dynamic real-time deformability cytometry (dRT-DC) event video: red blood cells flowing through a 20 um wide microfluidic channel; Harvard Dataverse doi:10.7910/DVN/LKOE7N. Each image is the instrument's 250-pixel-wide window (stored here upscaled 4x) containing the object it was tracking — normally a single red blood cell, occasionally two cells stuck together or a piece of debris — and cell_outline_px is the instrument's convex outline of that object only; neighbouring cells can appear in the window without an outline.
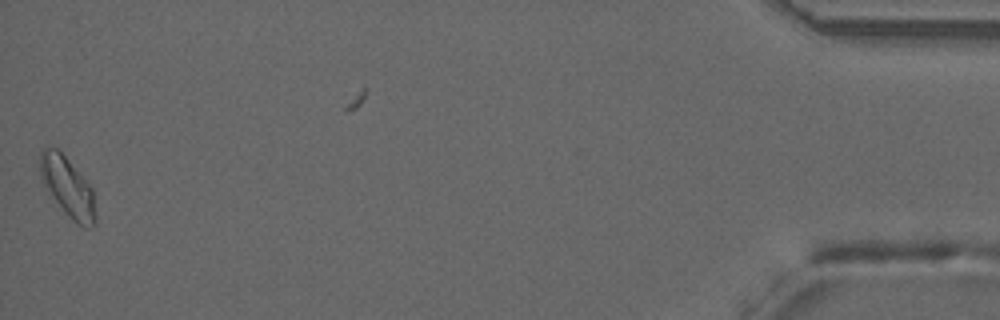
{"species": "common noctule bat (a hibernating species)", "species_latin": "Nyctalus noctula", "temperature_condition": "warm", "stored_images_in_passage": 50, "camera_frame_rate_fps": 3000, "um_per_image_px": 0.085, "animal": {"sex": "male", "forearm_length_mm": 52.5}, "frame": {"image": 1, "passage_image": 49, "time_ms": 16.0, "image_size_px": [1000, 320], "cell_outline_px": [[96, 224], [92, 228], [84, 228], [76, 224], [48, 196], [40, 180], [40, 152], [44, 148], [56, 148], [64, 156], [92, 188], [96, 216]], "centroid_in_image_um": [5.72, 15.98], "position_along_channel_um": 429.5, "area_um2": 19.54}, "authors_computed_cell_mechanics": {"area_um2": 16.7909, "velocity_mm_per_s": 4.0576, "shape_relaxation_time_tau1_ms": null, "shape_relaxation_time_tau2_ms": 3.9827, "deformation_change_tau1": null, "deformation_change_tau2": 0.1143}}